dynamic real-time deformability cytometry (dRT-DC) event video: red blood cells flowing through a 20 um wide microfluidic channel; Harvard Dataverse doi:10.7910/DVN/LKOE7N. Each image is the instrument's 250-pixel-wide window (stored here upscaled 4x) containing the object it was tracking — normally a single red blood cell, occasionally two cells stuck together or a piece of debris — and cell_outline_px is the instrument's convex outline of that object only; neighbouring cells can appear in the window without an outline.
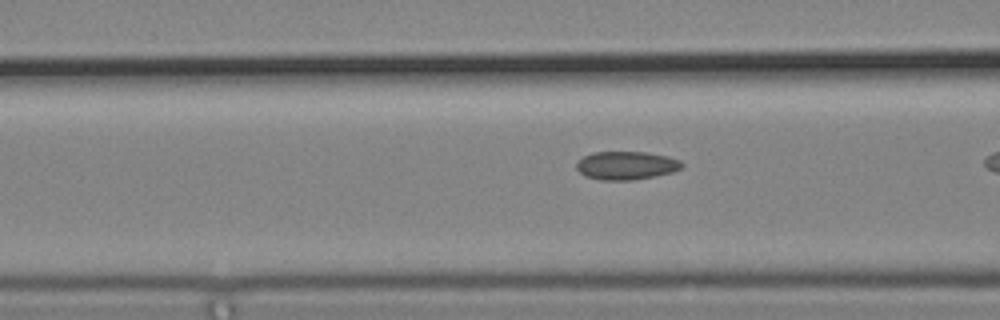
{"species": "common noctule bat (a hibernating species)", "species_latin": "Nyctalus noctula", "temperature_condition": "cold", "stored_images_in_passage": 10, "camera_frame_rate_fps": 3000, "um_per_image_px": 0.085, "animal": {"sex": "male", "body_mass_g": 19.2, "forearm_length_mm": 51.8}, "frame": {"image": 1, "passage_image": 7, "time_ms": 2.0, "image_size_px": [1000, 320], "cell_outline_px": [[684, 164], [680, 168], [672, 172], [656, 176], [632, 180], [600, 180], [584, 176], [576, 168], [576, 160], [592, 152], [648, 152], [668, 156], [680, 160]], "centroid_in_image_um": [53.21, 14.06], "position_along_channel_um": 113.4, "area_um2": 17.57}}